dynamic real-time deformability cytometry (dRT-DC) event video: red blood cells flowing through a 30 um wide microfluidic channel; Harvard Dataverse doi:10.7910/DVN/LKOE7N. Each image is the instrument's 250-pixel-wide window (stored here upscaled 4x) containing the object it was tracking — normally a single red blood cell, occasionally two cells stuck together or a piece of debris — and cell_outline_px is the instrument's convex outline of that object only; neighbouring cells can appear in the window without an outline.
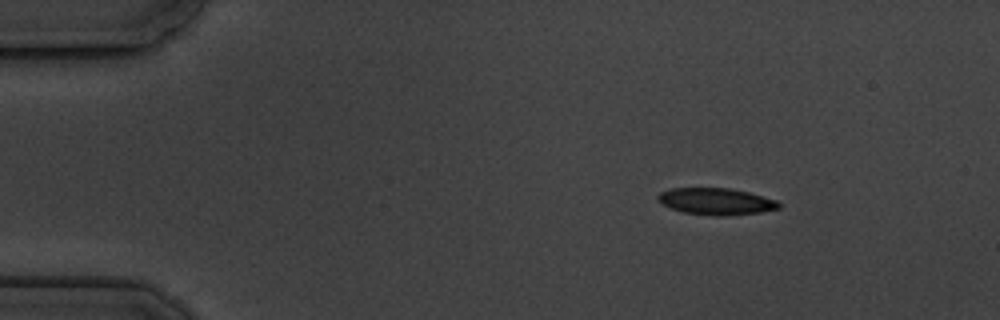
{"species": "common noctule bat (a hibernating species)", "species_latin": "Nyctalus noctula", "temperature_condition": "cold", "stored_images_in_passage": 4, "camera_frame_rate_fps": 3000, "um_per_image_px": 0.085, "animal": {"sex": "male", "body_mass_g": 19.5, "forearm_length_mm": 54.6}, "frame": {"image": 1, "passage_image": 2, "time_ms": 1.333, "image_size_px": [1000, 320], "cell_outline_px": [[780, 208], [760, 212], [728, 216], [716, 216], [684, 212], [660, 204], [656, 200], [656, 196], [660, 192], [672, 188], [728, 188], [748, 192], [776, 200], [780, 204]], "centroid_in_image_um": [60.83, 17.12], "position_along_channel_um": 24.2, "area_um2": 18.84}}
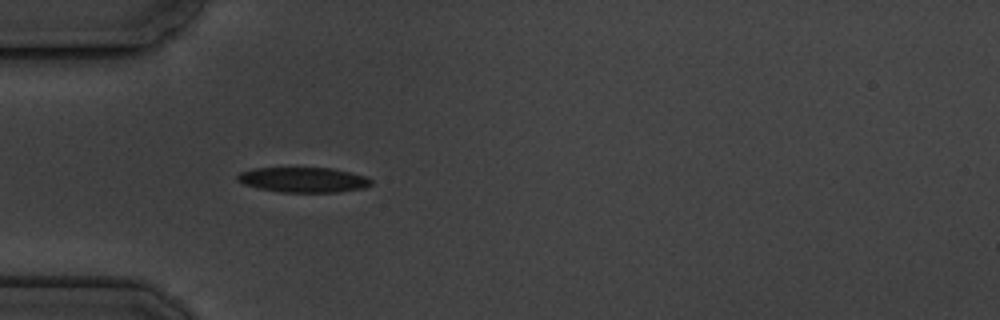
{"frame": {"image": 2, "passage_image": 4, "time_ms": 4.333, "image_size_px": [1000, 320], "cell_outline_px": [[372, 184], [364, 188], [336, 192], [280, 192], [260, 188], [244, 184], [236, 180], [236, 176], [240, 172], [252, 168], [332, 168], [368, 176], [372, 180]], "centroid_in_image_um": [25.8, 15.28], "position_along_channel_um": 59.2, "area_um2": 19.59}}